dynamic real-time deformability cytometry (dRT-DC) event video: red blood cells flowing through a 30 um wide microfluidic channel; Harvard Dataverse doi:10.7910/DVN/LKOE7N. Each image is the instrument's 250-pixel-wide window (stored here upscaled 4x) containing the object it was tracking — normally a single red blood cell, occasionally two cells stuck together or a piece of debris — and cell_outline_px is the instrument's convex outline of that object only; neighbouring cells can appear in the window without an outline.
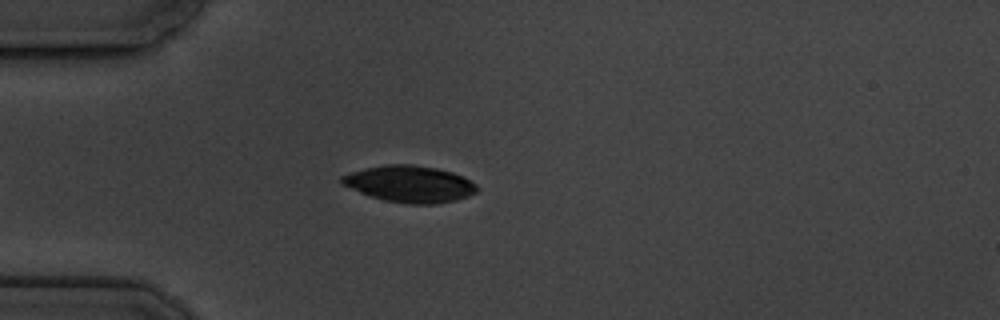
{"species": "common noctule bat (a hibernating species)", "species_latin": "Nyctalus noctula", "temperature_condition": "cold", "stored_images_in_passage": 4, "camera_frame_rate_fps": 3000, "um_per_image_px": 0.085, "animal": {"sex": "male", "body_mass_g": 19.5, "forearm_length_mm": 54.6}, "frame": {"image": 1, "passage_image": 2, "time_ms": 1.333, "image_size_px": [1000, 320], "cell_outline_px": [[480, 188], [476, 192], [468, 196], [456, 200], [432, 204], [408, 204], [384, 200], [360, 192], [340, 184], [340, 176], [364, 168], [384, 164], [412, 164], [436, 168], [452, 172], [464, 176], [476, 184]], "centroid_in_image_um": [34.83, 15.63], "position_along_channel_um": 50.2, "area_um2": 28.96}}